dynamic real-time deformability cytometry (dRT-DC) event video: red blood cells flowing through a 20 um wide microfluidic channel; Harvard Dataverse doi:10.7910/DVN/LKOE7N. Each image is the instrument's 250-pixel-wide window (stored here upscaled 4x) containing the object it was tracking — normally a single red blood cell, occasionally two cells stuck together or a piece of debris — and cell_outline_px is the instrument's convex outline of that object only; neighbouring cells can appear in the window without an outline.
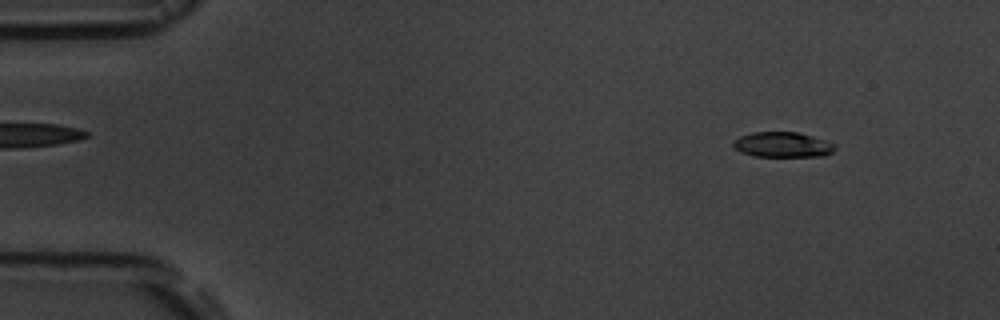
{"species": "common noctule bat (a hibernating species)", "species_latin": "Nyctalus noctula", "temperature_condition": "room temperature", "stored_images_in_passage": 4, "camera_frame_rate_fps": 3000, "um_per_image_px": 0.085, "animal": {"sex": "male", "body_mass_g": 19.5, "forearm_length_mm": 54.6}, "frame": {"image": 1, "passage_image": 1, "time_ms": 0.0, "image_size_px": [1000, 320], "cell_outline_px": [[836, 148], [832, 152], [824, 156], [752, 156], [740, 152], [732, 144], [740, 136], [752, 132], [796, 132], [812, 136], [836, 144]], "centroid_in_image_um": [66.53, 12.3], "position_along_channel_um": 18.5, "area_um2": 14.85}}